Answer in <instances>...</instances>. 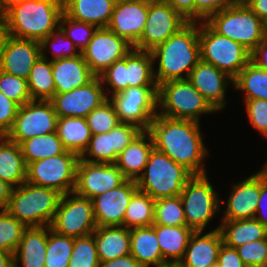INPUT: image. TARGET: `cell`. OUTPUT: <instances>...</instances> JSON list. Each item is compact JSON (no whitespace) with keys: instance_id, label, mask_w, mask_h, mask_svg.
Listing matches in <instances>:
<instances>
[{"instance_id":"6da1fadb","label":"cell","mask_w":267,"mask_h":267,"mask_svg":"<svg viewBox=\"0 0 267 267\" xmlns=\"http://www.w3.org/2000/svg\"><path fill=\"white\" fill-rule=\"evenodd\" d=\"M200 126L193 120L156 114L147 131L156 150L185 166L194 175H202L208 174L204 161L209 153L203 143Z\"/></svg>"},{"instance_id":"7a4b0ae2","label":"cell","mask_w":267,"mask_h":267,"mask_svg":"<svg viewBox=\"0 0 267 267\" xmlns=\"http://www.w3.org/2000/svg\"><path fill=\"white\" fill-rule=\"evenodd\" d=\"M157 85L169 81L187 79L200 60L199 22H189L179 32L151 50ZM157 71V73H156Z\"/></svg>"},{"instance_id":"3957f363","label":"cell","mask_w":267,"mask_h":267,"mask_svg":"<svg viewBox=\"0 0 267 267\" xmlns=\"http://www.w3.org/2000/svg\"><path fill=\"white\" fill-rule=\"evenodd\" d=\"M63 0H20L2 14L10 35L41 42L59 27Z\"/></svg>"},{"instance_id":"277c9868","label":"cell","mask_w":267,"mask_h":267,"mask_svg":"<svg viewBox=\"0 0 267 267\" xmlns=\"http://www.w3.org/2000/svg\"><path fill=\"white\" fill-rule=\"evenodd\" d=\"M61 195L25 181L12 189L6 210L26 227L51 226Z\"/></svg>"},{"instance_id":"5b68a950","label":"cell","mask_w":267,"mask_h":267,"mask_svg":"<svg viewBox=\"0 0 267 267\" xmlns=\"http://www.w3.org/2000/svg\"><path fill=\"white\" fill-rule=\"evenodd\" d=\"M194 176L163 152L152 149L142 175L136 180L138 190L154 200L180 196L184 185Z\"/></svg>"},{"instance_id":"8992f818","label":"cell","mask_w":267,"mask_h":267,"mask_svg":"<svg viewBox=\"0 0 267 267\" xmlns=\"http://www.w3.org/2000/svg\"><path fill=\"white\" fill-rule=\"evenodd\" d=\"M157 111L169 118L199 123L204 114L217 112L187 79L169 80L158 85Z\"/></svg>"},{"instance_id":"52a82bcc","label":"cell","mask_w":267,"mask_h":267,"mask_svg":"<svg viewBox=\"0 0 267 267\" xmlns=\"http://www.w3.org/2000/svg\"><path fill=\"white\" fill-rule=\"evenodd\" d=\"M154 65L151 51L133 48L122 60L114 62L99 75L104 89L106 88L104 91L107 99L128 87L158 86L154 77Z\"/></svg>"},{"instance_id":"ba28073f","label":"cell","mask_w":267,"mask_h":267,"mask_svg":"<svg viewBox=\"0 0 267 267\" xmlns=\"http://www.w3.org/2000/svg\"><path fill=\"white\" fill-rule=\"evenodd\" d=\"M200 59L235 79L251 61V52L240 43L216 33L205 21L199 22Z\"/></svg>"},{"instance_id":"9c48e42d","label":"cell","mask_w":267,"mask_h":267,"mask_svg":"<svg viewBox=\"0 0 267 267\" xmlns=\"http://www.w3.org/2000/svg\"><path fill=\"white\" fill-rule=\"evenodd\" d=\"M216 33L252 52L263 38V21L248 6L233 4L205 21Z\"/></svg>"},{"instance_id":"30bf717a","label":"cell","mask_w":267,"mask_h":267,"mask_svg":"<svg viewBox=\"0 0 267 267\" xmlns=\"http://www.w3.org/2000/svg\"><path fill=\"white\" fill-rule=\"evenodd\" d=\"M186 226L193 231H204L211 219L221 210L218 193L211 185L207 174L194 175L180 194Z\"/></svg>"},{"instance_id":"8fae6325","label":"cell","mask_w":267,"mask_h":267,"mask_svg":"<svg viewBox=\"0 0 267 267\" xmlns=\"http://www.w3.org/2000/svg\"><path fill=\"white\" fill-rule=\"evenodd\" d=\"M79 156L65 151L62 154L27 164L26 181L30 184L52 188L60 194L74 191Z\"/></svg>"},{"instance_id":"7c38bea8","label":"cell","mask_w":267,"mask_h":267,"mask_svg":"<svg viewBox=\"0 0 267 267\" xmlns=\"http://www.w3.org/2000/svg\"><path fill=\"white\" fill-rule=\"evenodd\" d=\"M93 201L74 191L61 195L51 229L64 236L78 238L96 228Z\"/></svg>"},{"instance_id":"4fadbf2b","label":"cell","mask_w":267,"mask_h":267,"mask_svg":"<svg viewBox=\"0 0 267 267\" xmlns=\"http://www.w3.org/2000/svg\"><path fill=\"white\" fill-rule=\"evenodd\" d=\"M157 91L158 86L128 87L109 99L121 123H129L146 131L158 112Z\"/></svg>"},{"instance_id":"5bb4252c","label":"cell","mask_w":267,"mask_h":267,"mask_svg":"<svg viewBox=\"0 0 267 267\" xmlns=\"http://www.w3.org/2000/svg\"><path fill=\"white\" fill-rule=\"evenodd\" d=\"M58 116L50 100H31L19 106L12 128L5 135L20 144L39 135L56 132Z\"/></svg>"},{"instance_id":"9a60e30c","label":"cell","mask_w":267,"mask_h":267,"mask_svg":"<svg viewBox=\"0 0 267 267\" xmlns=\"http://www.w3.org/2000/svg\"><path fill=\"white\" fill-rule=\"evenodd\" d=\"M189 23L164 0H149L146 25L141 38L133 46L141 51H151L168 40Z\"/></svg>"},{"instance_id":"2e32d148","label":"cell","mask_w":267,"mask_h":267,"mask_svg":"<svg viewBox=\"0 0 267 267\" xmlns=\"http://www.w3.org/2000/svg\"><path fill=\"white\" fill-rule=\"evenodd\" d=\"M133 46L124 38L117 36L108 27L96 30L93 38L81 52L90 71L99 76L114 62L122 60Z\"/></svg>"},{"instance_id":"e0dca14e","label":"cell","mask_w":267,"mask_h":267,"mask_svg":"<svg viewBox=\"0 0 267 267\" xmlns=\"http://www.w3.org/2000/svg\"><path fill=\"white\" fill-rule=\"evenodd\" d=\"M127 179L115 164L86 162L79 158L74 192L93 199L122 185Z\"/></svg>"},{"instance_id":"ac0fdd59","label":"cell","mask_w":267,"mask_h":267,"mask_svg":"<svg viewBox=\"0 0 267 267\" xmlns=\"http://www.w3.org/2000/svg\"><path fill=\"white\" fill-rule=\"evenodd\" d=\"M106 100L102 81L99 76H95L84 86L67 93H55L50 102L58 117L86 118Z\"/></svg>"},{"instance_id":"d6986e66","label":"cell","mask_w":267,"mask_h":267,"mask_svg":"<svg viewBox=\"0 0 267 267\" xmlns=\"http://www.w3.org/2000/svg\"><path fill=\"white\" fill-rule=\"evenodd\" d=\"M142 130L129 123H119L108 133L92 135L81 160L94 163L115 164L117 156Z\"/></svg>"},{"instance_id":"ffe728a7","label":"cell","mask_w":267,"mask_h":267,"mask_svg":"<svg viewBox=\"0 0 267 267\" xmlns=\"http://www.w3.org/2000/svg\"><path fill=\"white\" fill-rule=\"evenodd\" d=\"M149 0H116L108 28L134 46L143 34Z\"/></svg>"},{"instance_id":"44dd1931","label":"cell","mask_w":267,"mask_h":267,"mask_svg":"<svg viewBox=\"0 0 267 267\" xmlns=\"http://www.w3.org/2000/svg\"><path fill=\"white\" fill-rule=\"evenodd\" d=\"M187 80L217 112L227 104L225 96L229 83L234 85V79L229 75L201 59L191 70Z\"/></svg>"},{"instance_id":"7402d4cb","label":"cell","mask_w":267,"mask_h":267,"mask_svg":"<svg viewBox=\"0 0 267 267\" xmlns=\"http://www.w3.org/2000/svg\"><path fill=\"white\" fill-rule=\"evenodd\" d=\"M138 190L134 180H126L92 199L96 226H123L126 208L133 194Z\"/></svg>"},{"instance_id":"603a6c76","label":"cell","mask_w":267,"mask_h":267,"mask_svg":"<svg viewBox=\"0 0 267 267\" xmlns=\"http://www.w3.org/2000/svg\"><path fill=\"white\" fill-rule=\"evenodd\" d=\"M40 56V42L11 36L0 60V70L27 80Z\"/></svg>"},{"instance_id":"cb8c5ba5","label":"cell","mask_w":267,"mask_h":267,"mask_svg":"<svg viewBox=\"0 0 267 267\" xmlns=\"http://www.w3.org/2000/svg\"><path fill=\"white\" fill-rule=\"evenodd\" d=\"M233 186L222 220L254 218L260 195V170Z\"/></svg>"},{"instance_id":"d4e9b609","label":"cell","mask_w":267,"mask_h":267,"mask_svg":"<svg viewBox=\"0 0 267 267\" xmlns=\"http://www.w3.org/2000/svg\"><path fill=\"white\" fill-rule=\"evenodd\" d=\"M222 244L223 240L218 227L206 234L203 231H194L188 240L184 256L179 262L180 267H209L215 264Z\"/></svg>"},{"instance_id":"484cf974","label":"cell","mask_w":267,"mask_h":267,"mask_svg":"<svg viewBox=\"0 0 267 267\" xmlns=\"http://www.w3.org/2000/svg\"><path fill=\"white\" fill-rule=\"evenodd\" d=\"M52 75L55 82V93H67L86 85L95 77L82 54L53 60Z\"/></svg>"},{"instance_id":"4316f807","label":"cell","mask_w":267,"mask_h":267,"mask_svg":"<svg viewBox=\"0 0 267 267\" xmlns=\"http://www.w3.org/2000/svg\"><path fill=\"white\" fill-rule=\"evenodd\" d=\"M51 226L27 227L14 253V267H44Z\"/></svg>"},{"instance_id":"83f0119b","label":"cell","mask_w":267,"mask_h":267,"mask_svg":"<svg viewBox=\"0 0 267 267\" xmlns=\"http://www.w3.org/2000/svg\"><path fill=\"white\" fill-rule=\"evenodd\" d=\"M153 148L150 133L147 130L142 131L117 156L115 165L127 180L136 181L142 175Z\"/></svg>"},{"instance_id":"f1b7e54d","label":"cell","mask_w":267,"mask_h":267,"mask_svg":"<svg viewBox=\"0 0 267 267\" xmlns=\"http://www.w3.org/2000/svg\"><path fill=\"white\" fill-rule=\"evenodd\" d=\"M98 259L111 261L130 254V229L124 226H97L93 232Z\"/></svg>"},{"instance_id":"f546056e","label":"cell","mask_w":267,"mask_h":267,"mask_svg":"<svg viewBox=\"0 0 267 267\" xmlns=\"http://www.w3.org/2000/svg\"><path fill=\"white\" fill-rule=\"evenodd\" d=\"M116 0H63V13L75 20L108 27Z\"/></svg>"},{"instance_id":"4dcf8cb0","label":"cell","mask_w":267,"mask_h":267,"mask_svg":"<svg viewBox=\"0 0 267 267\" xmlns=\"http://www.w3.org/2000/svg\"><path fill=\"white\" fill-rule=\"evenodd\" d=\"M130 254L142 267L166 263L153 225L130 228Z\"/></svg>"},{"instance_id":"1f68e13d","label":"cell","mask_w":267,"mask_h":267,"mask_svg":"<svg viewBox=\"0 0 267 267\" xmlns=\"http://www.w3.org/2000/svg\"><path fill=\"white\" fill-rule=\"evenodd\" d=\"M218 228L223 244L235 249L248 242L267 238V228L255 218L222 220Z\"/></svg>"},{"instance_id":"d6a6232c","label":"cell","mask_w":267,"mask_h":267,"mask_svg":"<svg viewBox=\"0 0 267 267\" xmlns=\"http://www.w3.org/2000/svg\"><path fill=\"white\" fill-rule=\"evenodd\" d=\"M26 168L20 145L0 136V179L13 188L26 181Z\"/></svg>"},{"instance_id":"836d02e7","label":"cell","mask_w":267,"mask_h":267,"mask_svg":"<svg viewBox=\"0 0 267 267\" xmlns=\"http://www.w3.org/2000/svg\"><path fill=\"white\" fill-rule=\"evenodd\" d=\"M165 262L179 263L184 256L188 240L194 232L187 226L153 224Z\"/></svg>"},{"instance_id":"e575fe53","label":"cell","mask_w":267,"mask_h":267,"mask_svg":"<svg viewBox=\"0 0 267 267\" xmlns=\"http://www.w3.org/2000/svg\"><path fill=\"white\" fill-rule=\"evenodd\" d=\"M56 133L66 151L79 157L88 147L92 137L86 118L58 117Z\"/></svg>"},{"instance_id":"d590c367","label":"cell","mask_w":267,"mask_h":267,"mask_svg":"<svg viewBox=\"0 0 267 267\" xmlns=\"http://www.w3.org/2000/svg\"><path fill=\"white\" fill-rule=\"evenodd\" d=\"M46 54L41 52L27 78L32 100H50L55 95L52 61Z\"/></svg>"},{"instance_id":"8d00e7d4","label":"cell","mask_w":267,"mask_h":267,"mask_svg":"<svg viewBox=\"0 0 267 267\" xmlns=\"http://www.w3.org/2000/svg\"><path fill=\"white\" fill-rule=\"evenodd\" d=\"M233 87L244 92V101L267 100V71L258 68L250 61L234 79Z\"/></svg>"},{"instance_id":"74e56055","label":"cell","mask_w":267,"mask_h":267,"mask_svg":"<svg viewBox=\"0 0 267 267\" xmlns=\"http://www.w3.org/2000/svg\"><path fill=\"white\" fill-rule=\"evenodd\" d=\"M19 145L26 165L66 151L56 132L33 137L22 141Z\"/></svg>"},{"instance_id":"f35d334b","label":"cell","mask_w":267,"mask_h":267,"mask_svg":"<svg viewBox=\"0 0 267 267\" xmlns=\"http://www.w3.org/2000/svg\"><path fill=\"white\" fill-rule=\"evenodd\" d=\"M155 200L147 193L137 190L126 208L123 226L126 228L148 227L154 223Z\"/></svg>"},{"instance_id":"ab89813d","label":"cell","mask_w":267,"mask_h":267,"mask_svg":"<svg viewBox=\"0 0 267 267\" xmlns=\"http://www.w3.org/2000/svg\"><path fill=\"white\" fill-rule=\"evenodd\" d=\"M74 246V238L48 231L44 267H68Z\"/></svg>"},{"instance_id":"60d3db41","label":"cell","mask_w":267,"mask_h":267,"mask_svg":"<svg viewBox=\"0 0 267 267\" xmlns=\"http://www.w3.org/2000/svg\"><path fill=\"white\" fill-rule=\"evenodd\" d=\"M153 224L186 226L184 208L180 196L155 200Z\"/></svg>"},{"instance_id":"b9f144b4","label":"cell","mask_w":267,"mask_h":267,"mask_svg":"<svg viewBox=\"0 0 267 267\" xmlns=\"http://www.w3.org/2000/svg\"><path fill=\"white\" fill-rule=\"evenodd\" d=\"M59 27L80 52L86 48L98 29L96 25L72 19L64 13L61 15Z\"/></svg>"},{"instance_id":"7bdbcfd3","label":"cell","mask_w":267,"mask_h":267,"mask_svg":"<svg viewBox=\"0 0 267 267\" xmlns=\"http://www.w3.org/2000/svg\"><path fill=\"white\" fill-rule=\"evenodd\" d=\"M26 228L7 210H0V249L14 254Z\"/></svg>"},{"instance_id":"ee69618b","label":"cell","mask_w":267,"mask_h":267,"mask_svg":"<svg viewBox=\"0 0 267 267\" xmlns=\"http://www.w3.org/2000/svg\"><path fill=\"white\" fill-rule=\"evenodd\" d=\"M86 121L92 135L108 133L120 123L118 114L110 99L104 101L99 107L88 114Z\"/></svg>"},{"instance_id":"f6af8a7d","label":"cell","mask_w":267,"mask_h":267,"mask_svg":"<svg viewBox=\"0 0 267 267\" xmlns=\"http://www.w3.org/2000/svg\"><path fill=\"white\" fill-rule=\"evenodd\" d=\"M94 235L74 238V246L68 267H99Z\"/></svg>"},{"instance_id":"bcb514c9","label":"cell","mask_w":267,"mask_h":267,"mask_svg":"<svg viewBox=\"0 0 267 267\" xmlns=\"http://www.w3.org/2000/svg\"><path fill=\"white\" fill-rule=\"evenodd\" d=\"M48 45L52 49L51 53L53 58H50L51 61L68 57H76L81 54L80 51H77L74 43L66 37L60 27L40 42L41 52H45Z\"/></svg>"},{"instance_id":"7dc6e473","label":"cell","mask_w":267,"mask_h":267,"mask_svg":"<svg viewBox=\"0 0 267 267\" xmlns=\"http://www.w3.org/2000/svg\"><path fill=\"white\" fill-rule=\"evenodd\" d=\"M0 91L19 106L32 100L27 80L0 70Z\"/></svg>"},{"instance_id":"c3c4849f","label":"cell","mask_w":267,"mask_h":267,"mask_svg":"<svg viewBox=\"0 0 267 267\" xmlns=\"http://www.w3.org/2000/svg\"><path fill=\"white\" fill-rule=\"evenodd\" d=\"M246 267H267V238L236 248Z\"/></svg>"},{"instance_id":"681fc988","label":"cell","mask_w":267,"mask_h":267,"mask_svg":"<svg viewBox=\"0 0 267 267\" xmlns=\"http://www.w3.org/2000/svg\"><path fill=\"white\" fill-rule=\"evenodd\" d=\"M245 108L252 127L267 138V100H245Z\"/></svg>"},{"instance_id":"f907efd6","label":"cell","mask_w":267,"mask_h":267,"mask_svg":"<svg viewBox=\"0 0 267 267\" xmlns=\"http://www.w3.org/2000/svg\"><path fill=\"white\" fill-rule=\"evenodd\" d=\"M195 22L206 21L211 15L232 6L233 0H194Z\"/></svg>"},{"instance_id":"816d5d0a","label":"cell","mask_w":267,"mask_h":267,"mask_svg":"<svg viewBox=\"0 0 267 267\" xmlns=\"http://www.w3.org/2000/svg\"><path fill=\"white\" fill-rule=\"evenodd\" d=\"M19 105L0 91V135H6L12 128Z\"/></svg>"},{"instance_id":"f5cc1de1","label":"cell","mask_w":267,"mask_h":267,"mask_svg":"<svg viewBox=\"0 0 267 267\" xmlns=\"http://www.w3.org/2000/svg\"><path fill=\"white\" fill-rule=\"evenodd\" d=\"M217 262L220 267H246L237 250L224 244L220 247Z\"/></svg>"},{"instance_id":"db71d44e","label":"cell","mask_w":267,"mask_h":267,"mask_svg":"<svg viewBox=\"0 0 267 267\" xmlns=\"http://www.w3.org/2000/svg\"><path fill=\"white\" fill-rule=\"evenodd\" d=\"M267 228V178L260 171V195L254 217Z\"/></svg>"},{"instance_id":"11a10c76","label":"cell","mask_w":267,"mask_h":267,"mask_svg":"<svg viewBox=\"0 0 267 267\" xmlns=\"http://www.w3.org/2000/svg\"><path fill=\"white\" fill-rule=\"evenodd\" d=\"M189 22H195L194 0H164Z\"/></svg>"},{"instance_id":"9f6ffc18","label":"cell","mask_w":267,"mask_h":267,"mask_svg":"<svg viewBox=\"0 0 267 267\" xmlns=\"http://www.w3.org/2000/svg\"><path fill=\"white\" fill-rule=\"evenodd\" d=\"M251 62L258 68L267 71V37H263L251 52Z\"/></svg>"},{"instance_id":"6f0895ef","label":"cell","mask_w":267,"mask_h":267,"mask_svg":"<svg viewBox=\"0 0 267 267\" xmlns=\"http://www.w3.org/2000/svg\"><path fill=\"white\" fill-rule=\"evenodd\" d=\"M99 267H142L131 255L122 256L111 261L100 262Z\"/></svg>"},{"instance_id":"680465c9","label":"cell","mask_w":267,"mask_h":267,"mask_svg":"<svg viewBox=\"0 0 267 267\" xmlns=\"http://www.w3.org/2000/svg\"><path fill=\"white\" fill-rule=\"evenodd\" d=\"M11 37L8 23L4 15L0 16V60L7 44L8 39Z\"/></svg>"},{"instance_id":"91938a15","label":"cell","mask_w":267,"mask_h":267,"mask_svg":"<svg viewBox=\"0 0 267 267\" xmlns=\"http://www.w3.org/2000/svg\"><path fill=\"white\" fill-rule=\"evenodd\" d=\"M262 21L267 19V0H253L247 5Z\"/></svg>"},{"instance_id":"94428289","label":"cell","mask_w":267,"mask_h":267,"mask_svg":"<svg viewBox=\"0 0 267 267\" xmlns=\"http://www.w3.org/2000/svg\"><path fill=\"white\" fill-rule=\"evenodd\" d=\"M13 187L0 179V209L6 210Z\"/></svg>"},{"instance_id":"6125c7cd","label":"cell","mask_w":267,"mask_h":267,"mask_svg":"<svg viewBox=\"0 0 267 267\" xmlns=\"http://www.w3.org/2000/svg\"><path fill=\"white\" fill-rule=\"evenodd\" d=\"M0 267H14V254L0 249Z\"/></svg>"},{"instance_id":"be15d7a7","label":"cell","mask_w":267,"mask_h":267,"mask_svg":"<svg viewBox=\"0 0 267 267\" xmlns=\"http://www.w3.org/2000/svg\"><path fill=\"white\" fill-rule=\"evenodd\" d=\"M20 0H0V11L3 13L7 10L11 5L19 2Z\"/></svg>"},{"instance_id":"e7e4bbea","label":"cell","mask_w":267,"mask_h":267,"mask_svg":"<svg viewBox=\"0 0 267 267\" xmlns=\"http://www.w3.org/2000/svg\"><path fill=\"white\" fill-rule=\"evenodd\" d=\"M150 267V266H148ZM152 267H180L179 263H169V262H166V263H163V264H160V265H154Z\"/></svg>"},{"instance_id":"03108f58","label":"cell","mask_w":267,"mask_h":267,"mask_svg":"<svg viewBox=\"0 0 267 267\" xmlns=\"http://www.w3.org/2000/svg\"><path fill=\"white\" fill-rule=\"evenodd\" d=\"M252 1L253 0H233V3L239 6H247Z\"/></svg>"},{"instance_id":"003e7915","label":"cell","mask_w":267,"mask_h":267,"mask_svg":"<svg viewBox=\"0 0 267 267\" xmlns=\"http://www.w3.org/2000/svg\"><path fill=\"white\" fill-rule=\"evenodd\" d=\"M263 37H267V19L263 21Z\"/></svg>"},{"instance_id":"a7ac6f4b","label":"cell","mask_w":267,"mask_h":267,"mask_svg":"<svg viewBox=\"0 0 267 267\" xmlns=\"http://www.w3.org/2000/svg\"><path fill=\"white\" fill-rule=\"evenodd\" d=\"M264 176L267 178V163L265 164V166L263 167V169L260 170Z\"/></svg>"},{"instance_id":"89a4df30","label":"cell","mask_w":267,"mask_h":267,"mask_svg":"<svg viewBox=\"0 0 267 267\" xmlns=\"http://www.w3.org/2000/svg\"><path fill=\"white\" fill-rule=\"evenodd\" d=\"M209 267H220V265L218 264V262H216L215 264H212Z\"/></svg>"}]
</instances>
